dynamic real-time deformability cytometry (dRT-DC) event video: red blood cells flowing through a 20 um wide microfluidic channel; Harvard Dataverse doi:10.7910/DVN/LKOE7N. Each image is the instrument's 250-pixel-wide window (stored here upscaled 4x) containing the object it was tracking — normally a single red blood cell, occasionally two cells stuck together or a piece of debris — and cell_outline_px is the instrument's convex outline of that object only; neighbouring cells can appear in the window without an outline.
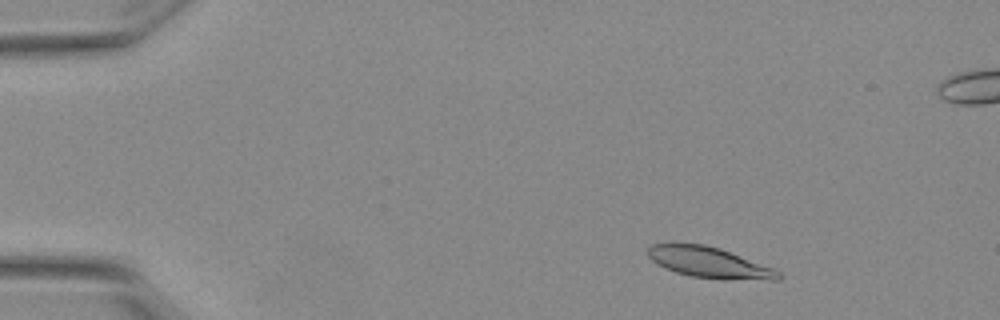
{"species": "Egyptian fruit bat (a non-hibernating species)", "species_latin": "Rousettus aegyptiacus", "temperature_condition": "warm", "stored_images_in_passage": 53, "camera_frame_rate_fps": 3000, "um_per_image_px": 0.085, "animal": {"sex": "female"}, "frame": {"image": 1, "passage_image": 6, "time_ms": 1.667, "image_size_px": [1000, 320], "cell_outline_px": [[784, 276], [780, 280], [724, 280], [692, 276], [676, 272], [664, 268], [652, 260], [648, 256], [648, 248], [652, 244], [704, 244], [720, 248], [772, 268], [780, 272]], "centroid_in_image_um": [60.33, 22.34], "position_along_channel_um": 24.7, "area_um2": 23.35}}
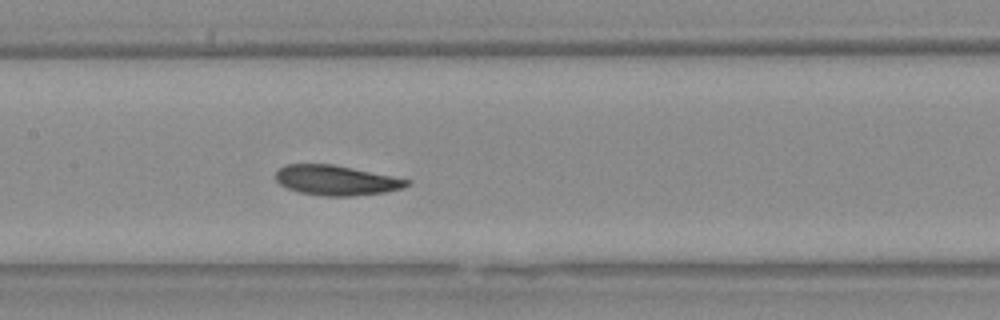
{"frame": {"image": 2, "passage_image": 25, "time_ms": 8.0, "image_size_px": [1000, 320], "cell_outline_px": [[412, 184], [404, 188], [384, 192], [352, 196], [324, 196], [300, 192], [288, 188], [280, 184], [276, 180], [276, 172], [284, 164], [332, 164], [412, 180]], "centroid_in_image_um": [28.6, 15.32], "position_along_channel_um": 178.8, "area_um2": 22.83}}
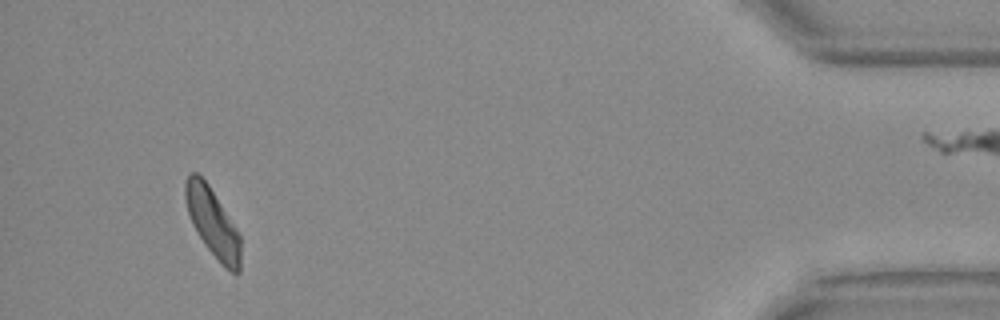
{"frame": {"image": 3, "passage_image": 49, "time_ms": 16.0, "image_size_px": [1000, 320], "cell_outline_px": [[240, 272], [236, 276], [224, 268], [204, 244], [188, 212], [184, 196], [184, 184], [188, 172], [196, 172], [208, 184], [240, 236]], "centroid_in_image_um": [18.07, 18.95], "position_along_channel_um": 417.1, "area_um2": 21.68}, "authors_computed_cell_mechanics": {"area_um2": 23.0622, "velocity_mm_per_s": 3.8034, "shape_relaxation_time_tau1_ms": 8.0188, "shape_relaxation_time_tau2_ms": 3.349, "deformation_change_tau1": 0.1937, "deformation_change_tau2": 0.1031}}